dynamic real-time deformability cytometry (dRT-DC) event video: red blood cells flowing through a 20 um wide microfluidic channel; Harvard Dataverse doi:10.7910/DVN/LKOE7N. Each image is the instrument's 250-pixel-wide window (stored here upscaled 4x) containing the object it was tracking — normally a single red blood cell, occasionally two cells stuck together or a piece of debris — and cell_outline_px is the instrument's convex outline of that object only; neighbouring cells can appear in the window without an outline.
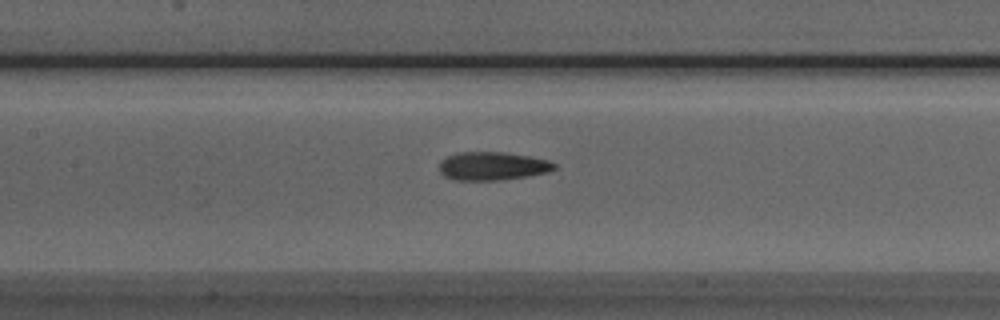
{"species": "Egyptian fruit bat (a non-hibernating species)", "species_latin": "Rousettus aegyptiacus", "temperature_condition": "room temperature", "stored_images_in_passage": 37, "camera_frame_rate_fps": 3000, "um_per_image_px": 0.085, "animal": {"sex": "male"}, "frame": {"image": 1, "passage_image": 8, "time_ms": 2.333, "image_size_px": [1000, 320], "cell_outline_px": [[556, 168], [548, 172], [528, 176], [496, 180], [452, 180], [444, 176], [440, 172], [440, 160], [448, 156], [460, 152], [504, 152], [528, 156], [548, 160], [556, 164]], "centroid_in_image_um": [41.85, 14.12], "position_along_channel_um": 165.6, "area_um2": 18.96}}
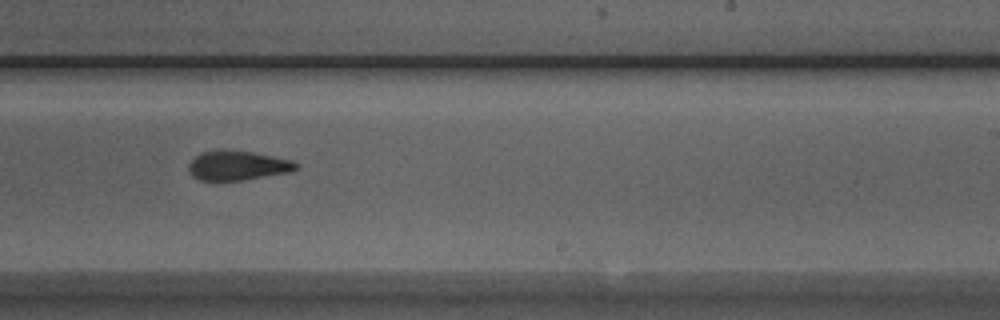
{"frame": {"image": 2, "passage_image": 16, "time_ms": 5.0, "image_size_px": [1000, 320], "cell_outline_px": [[300, 168], [292, 172], [244, 180], [200, 180], [192, 176], [188, 168], [188, 164], [200, 152], [220, 148], [252, 152], [292, 160], [300, 164]], "centroid_in_image_um": [20.22, 14.05], "position_along_channel_um": 268.8, "area_um2": 18.84}}
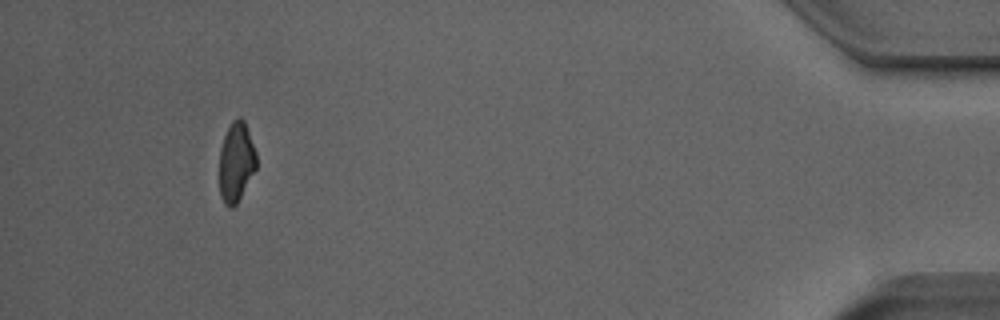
{"frame": {"image": 3, "passage_image": 33, "time_ms": 10.667, "image_size_px": [1000, 320], "cell_outline_px": [[256, 168], [236, 204], [232, 208], [228, 208], [224, 204], [220, 196], [220, 148], [224, 136], [232, 120], [240, 116], [244, 120], [256, 152]], "centroid_in_image_um": [20.06, 13.77], "position_along_channel_um": 415.1, "area_um2": 17.05}}